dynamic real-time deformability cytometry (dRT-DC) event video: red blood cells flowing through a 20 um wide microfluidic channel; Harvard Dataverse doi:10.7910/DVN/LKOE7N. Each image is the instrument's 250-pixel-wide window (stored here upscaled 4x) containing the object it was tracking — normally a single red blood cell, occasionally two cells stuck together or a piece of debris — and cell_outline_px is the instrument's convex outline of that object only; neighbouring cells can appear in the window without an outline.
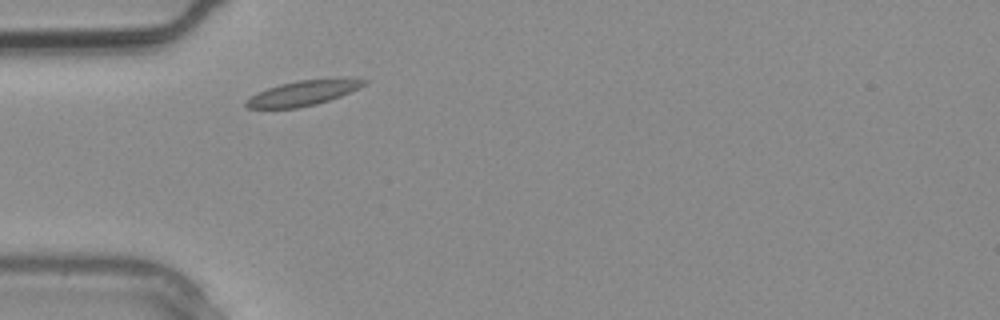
{"species": "common noctule bat (a hibernating species)", "species_latin": "Nyctalus noctula", "temperature_condition": "warm", "stored_images_in_passage": 2, "camera_frame_rate_fps": 3000, "um_per_image_px": 0.085, "animal": {"sex": "male", "body_mass_g": 20.4}, "frame": {"image": 1, "passage_image": 2, "time_ms": 0.333, "image_size_px": [1000, 320], "cell_outline_px": [[372, 80], [368, 84], [360, 88], [340, 96], [316, 104], [296, 108], [248, 108], [244, 104], [244, 100], [256, 92], [280, 84], [296, 80], [336, 76], [352, 76]], "centroid_in_image_um": [25.9, 7.84], "position_along_channel_um": 59.1, "area_um2": 18.15}}